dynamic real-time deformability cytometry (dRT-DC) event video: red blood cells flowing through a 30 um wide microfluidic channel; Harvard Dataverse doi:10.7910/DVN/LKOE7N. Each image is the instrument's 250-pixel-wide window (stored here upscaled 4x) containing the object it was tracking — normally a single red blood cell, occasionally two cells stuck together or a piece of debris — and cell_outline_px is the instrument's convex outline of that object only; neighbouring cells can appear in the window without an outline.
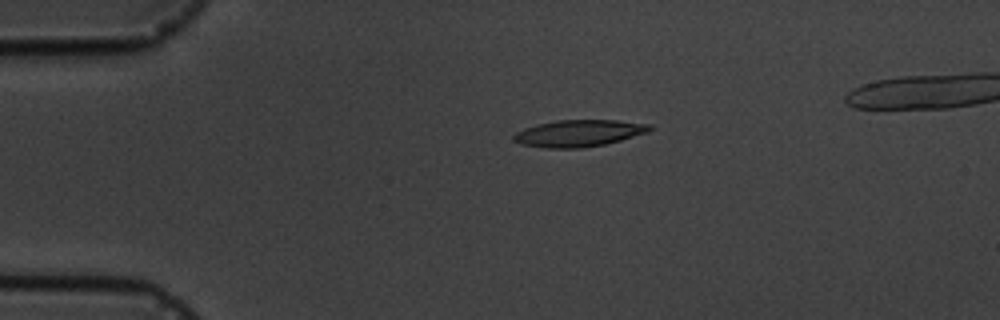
{"species": "common noctule bat (a hibernating species)", "species_latin": "Nyctalus noctula", "temperature_condition": "cold", "stored_images_in_passage": 4, "camera_frame_rate_fps": 3000, "um_per_image_px": 0.085, "animal": {"sex": "male", "body_mass_g": 19.5, "forearm_length_mm": 54.6}, "frame": {"image": 1, "passage_image": 3, "time_ms": 2.333, "image_size_px": [1000, 320], "cell_outline_px": [[656, 128], [648, 132], [620, 140], [604, 144], [580, 148], [544, 148], [520, 144], [512, 140], [512, 136], [516, 132], [524, 128], [536, 124], [556, 120], [616, 120], [652, 124]], "centroid_in_image_um": [49.19, 11.32], "position_along_channel_um": 35.8, "area_um2": 21.44}}